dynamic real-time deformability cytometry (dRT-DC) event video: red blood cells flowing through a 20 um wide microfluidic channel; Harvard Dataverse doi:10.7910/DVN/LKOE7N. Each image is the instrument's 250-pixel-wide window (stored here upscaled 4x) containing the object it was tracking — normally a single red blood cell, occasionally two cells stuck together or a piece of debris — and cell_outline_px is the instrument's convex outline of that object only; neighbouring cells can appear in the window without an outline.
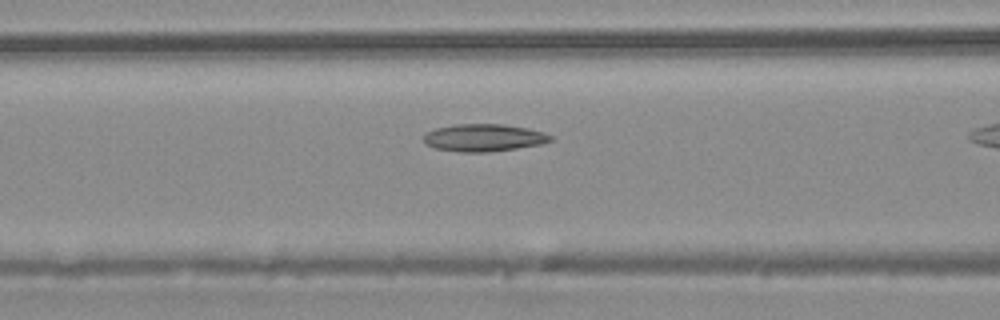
{"species": "common noctule bat (a hibernating species)", "species_latin": "Nyctalus noctula", "temperature_condition": "warm", "stored_images_in_passage": 16, "camera_frame_rate_fps": 3000, "um_per_image_px": 0.085, "animal": {"sex": "male", "body_mass_g": 20.4}, "frame": {"image": 1, "passage_image": 10, "time_ms": 3.0, "image_size_px": [1000, 320], "cell_outline_px": [[552, 140], [540, 144], [516, 148], [488, 152], [460, 152], [432, 148], [424, 144], [424, 136], [428, 132], [436, 128], [452, 124], [504, 124], [528, 128], [544, 132], [552, 136]], "centroid_in_image_um": [41.09, 11.7], "position_along_channel_um": 125.5, "area_um2": 20.35}}
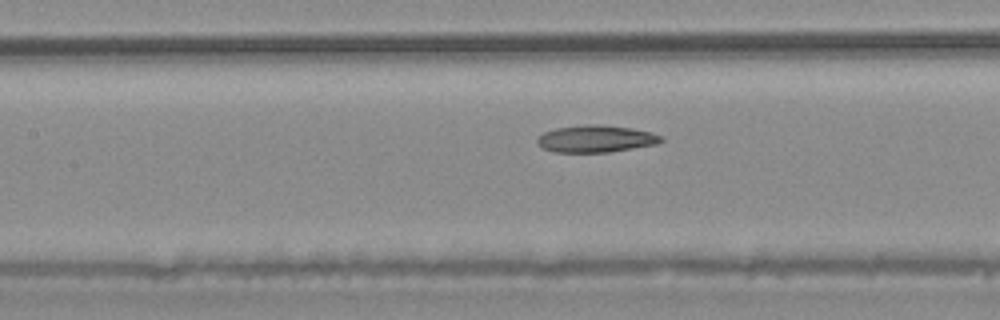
{"frame": {"image": 2, "passage_image": 12, "time_ms": 3.667, "image_size_px": [1000, 320], "cell_outline_px": [[664, 140], [656, 144], [608, 152], [552, 152], [540, 148], [536, 140], [544, 132], [556, 128], [584, 124], [596, 124], [632, 128], [652, 132], [660, 136]], "centroid_in_image_um": [50.61, 11.79], "position_along_channel_um": 156.8, "area_um2": 19.54}}